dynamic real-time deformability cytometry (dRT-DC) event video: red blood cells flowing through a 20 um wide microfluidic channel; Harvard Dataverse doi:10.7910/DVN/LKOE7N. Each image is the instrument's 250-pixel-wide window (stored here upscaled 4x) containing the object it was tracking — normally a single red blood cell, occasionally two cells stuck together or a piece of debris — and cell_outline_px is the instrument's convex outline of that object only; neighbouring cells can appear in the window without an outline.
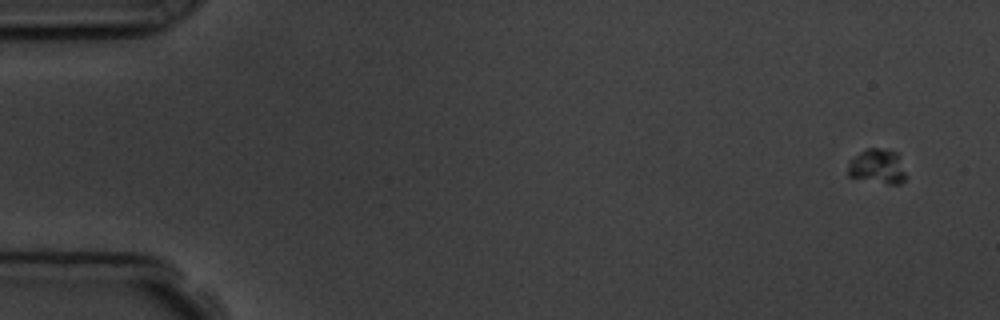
{"species": "common noctule bat (a hibernating species)", "species_latin": "Nyctalus noctula", "temperature_condition": "room temperature", "stored_images_in_passage": 5, "camera_frame_rate_fps": 3000, "um_per_image_px": 0.085, "animal": {"sex": "male", "body_mass_g": 19.5, "forearm_length_mm": 54.6}, "frame": {"image": 1, "passage_image": 1, "time_ms": 0.0, "image_size_px": [1000, 320], "cell_outline_px": [[908, 176], [900, 184], [888, 184], [848, 176], [848, 160], [860, 152], [868, 148], [880, 148], [896, 152], [900, 156]], "centroid_in_image_um": [74.61, 14.15], "position_along_channel_um": 10.4, "area_um2": 11.96}}
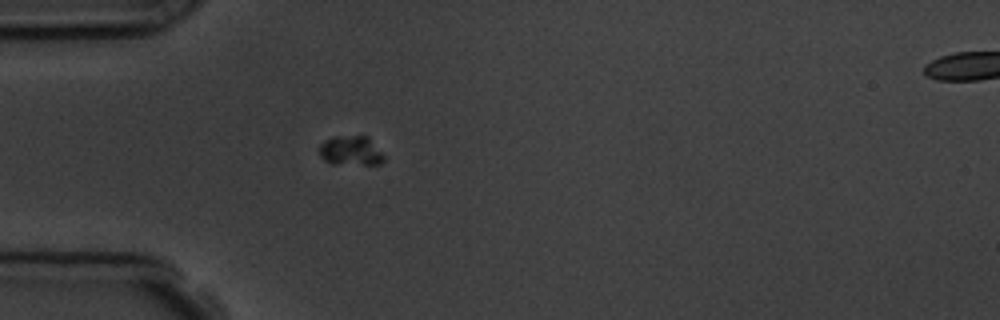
{"frame": {"image": 2, "passage_image": 5, "time_ms": 4.667, "image_size_px": [1000, 320], "cell_outline_px": [[384, 160], [380, 164], [332, 164], [324, 160], [320, 156], [320, 144], [324, 140], [332, 136], [368, 136], [384, 156]], "centroid_in_image_um": [29.8, 12.81], "position_along_channel_um": 55.2, "area_um2": 11.16}}